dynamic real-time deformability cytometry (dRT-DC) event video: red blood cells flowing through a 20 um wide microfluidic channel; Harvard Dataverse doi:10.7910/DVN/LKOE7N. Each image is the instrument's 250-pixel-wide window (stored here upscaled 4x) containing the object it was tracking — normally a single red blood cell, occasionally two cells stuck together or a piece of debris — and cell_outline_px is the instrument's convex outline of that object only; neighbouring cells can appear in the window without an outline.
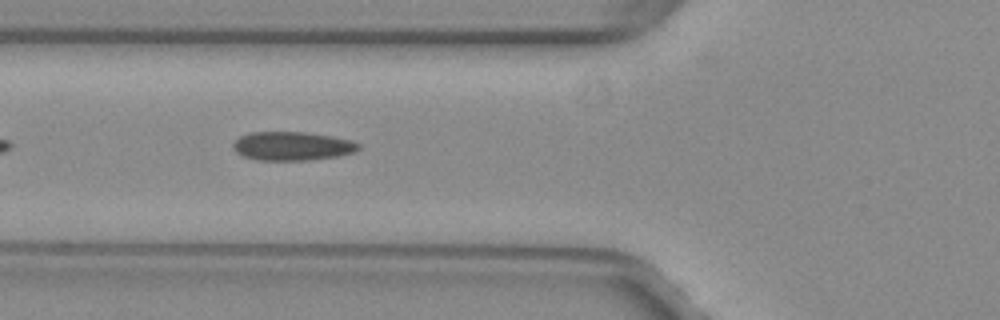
{"species": "common noctule bat (a hibernating species)", "species_latin": "Nyctalus noctula", "temperature_condition": "warm", "stored_images_in_passage": 38, "camera_frame_rate_fps": 3000, "um_per_image_px": 0.085, "animal": {"sex": "female", "body_mass_g": 29.2, "forearm_length_mm": 56.3}, "frame": {"image": 1, "passage_image": 6, "time_ms": 1.667, "image_size_px": [1000, 320], "cell_outline_px": [[360, 148], [356, 152], [336, 156], [312, 160], [256, 160], [244, 156], [236, 152], [232, 148], [232, 144], [240, 136], [252, 132], [304, 132], [332, 136], [352, 140], [360, 144]], "centroid_in_image_um": [24.85, 12.42], "position_along_channel_um": 100.9, "area_um2": 21.1}}
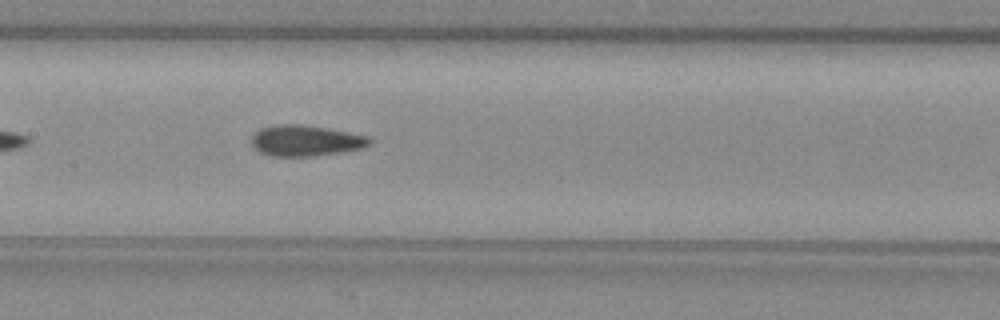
{"frame": {"image": 2, "passage_image": 12, "time_ms": 3.667, "image_size_px": [1000, 320], "cell_outline_px": [[372, 144], [364, 148], [316, 156], [272, 156], [260, 152], [252, 148], [252, 136], [260, 128], [276, 124], [304, 124], [328, 128], [368, 136], [372, 140]], "centroid_in_image_um": [25.99, 11.95], "position_along_channel_um": 181.4, "area_um2": 21.5}}
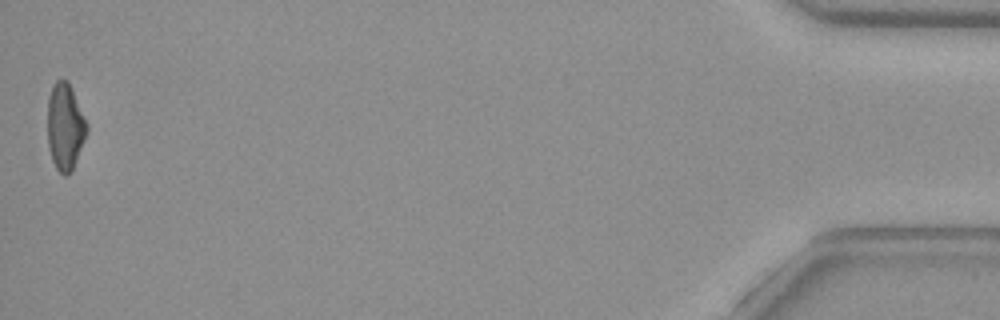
{"frame": {"image": 3, "passage_image": 38, "time_ms": 12.333, "image_size_px": [1000, 320], "cell_outline_px": [[88, 132], [72, 168], [68, 176], [64, 176], [56, 168], [52, 160], [48, 144], [48, 96], [56, 80], [68, 80], [72, 88], [88, 124]], "centroid_in_image_um": [5.54, 10.75], "position_along_channel_um": 429.7, "area_um2": 19.77}, "authors_computed_cell_mechanics": {"area_um2": 20.6635, "velocity_mm_per_s": 4.0054, "shape_relaxation_time_tau1_ms": null, "shape_relaxation_time_tau2_ms": 2.2183, "deformation_change_tau1": null, "deformation_change_tau2": 0.0989}}